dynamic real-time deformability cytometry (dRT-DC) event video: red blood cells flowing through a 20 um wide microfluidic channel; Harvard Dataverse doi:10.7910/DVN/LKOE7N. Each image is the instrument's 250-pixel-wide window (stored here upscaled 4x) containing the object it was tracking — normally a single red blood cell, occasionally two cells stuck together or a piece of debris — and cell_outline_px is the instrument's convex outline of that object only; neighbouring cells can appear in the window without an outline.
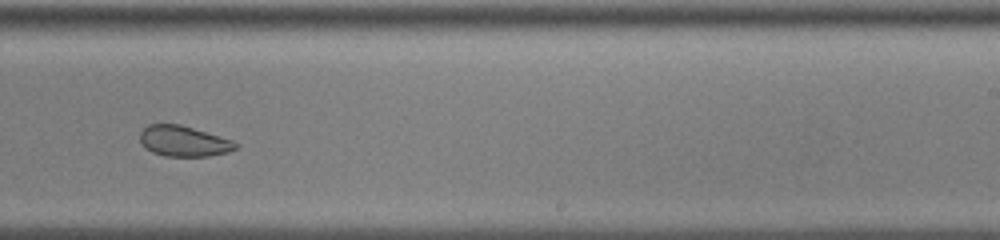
{"species": "common noctule bat (a hibernating species)", "species_latin": "Nyctalus noctula", "temperature_condition": "cold", "stored_images_in_passage": 47, "segment_of_instrument_passage": [1, 2], "camera_frame_rate_fps": 3000, "um_per_image_px": 0.085, "animal": {"sex": "male", "body_mass_g": 13.0, "forearm_length_mm": 53.1}, "frame": {"image": 1, "passage_image": 27, "time_ms": 8.667, "image_size_px": [1000, 240], "cell_outline_px": [[240, 144], [236, 148], [228, 152], [208, 156], [164, 156], [152, 152], [140, 140], [140, 132], [148, 124], [180, 124], [232, 140]], "centroid_in_image_um": [15.63, 12.0], "position_along_channel_um": 273.4, "area_um2": 16.88}}